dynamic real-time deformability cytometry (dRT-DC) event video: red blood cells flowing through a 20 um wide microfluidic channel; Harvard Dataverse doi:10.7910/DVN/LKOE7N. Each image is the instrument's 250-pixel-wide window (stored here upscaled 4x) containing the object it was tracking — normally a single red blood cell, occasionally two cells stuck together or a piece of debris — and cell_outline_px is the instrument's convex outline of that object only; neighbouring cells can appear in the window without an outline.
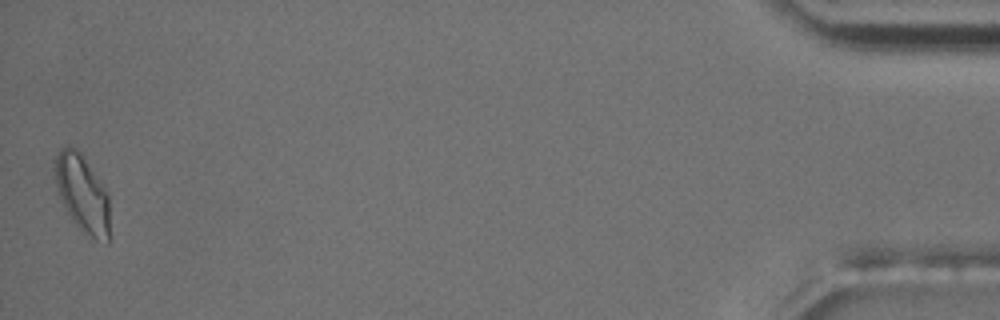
{"species": "common noctule bat (a hibernating species)", "species_latin": "Nyctalus noctula", "temperature_condition": "room temperature", "stored_images_in_passage": 45, "camera_frame_rate_fps": 3000, "um_per_image_px": 0.085, "animal": {"sex": "male", "body_mass_g": 17.5, "forearm_length_mm": 52.3}, "frame": {"image": 1, "passage_image": 45, "time_ms": 14.667, "image_size_px": [1000, 320], "cell_outline_px": [[108, 244], [96, 240], [84, 232], [72, 220], [60, 196], [56, 184], [56, 156], [60, 148], [68, 144], [76, 148], [80, 152], [100, 180], [108, 192]], "centroid_in_image_um": [7.01, 16.43], "position_along_channel_um": 428.2, "area_um2": 24.22}, "authors_computed_cell_mechanics": {"area_um2": 18.6694, "velocity_mm_per_s": 3.6625, "shape_relaxation_time_tau1_ms": 5.7103, "shape_relaxation_time_tau2_ms": null, "deformation_change_tau1": 0.1659, "deformation_change_tau2": null}}